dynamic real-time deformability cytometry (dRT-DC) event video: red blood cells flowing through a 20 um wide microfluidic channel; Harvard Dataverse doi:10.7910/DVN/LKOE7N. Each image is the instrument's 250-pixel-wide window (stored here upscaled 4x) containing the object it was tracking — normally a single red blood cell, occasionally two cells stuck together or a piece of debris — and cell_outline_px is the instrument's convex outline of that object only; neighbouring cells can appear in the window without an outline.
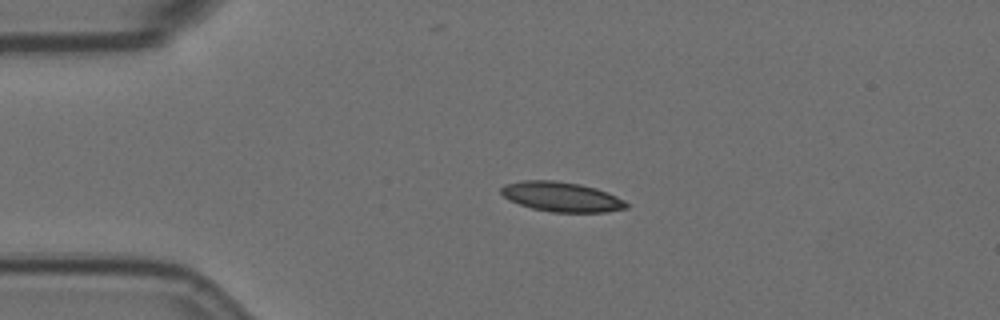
{"species": "Egyptian fruit bat (a non-hibernating species)", "species_latin": "Rousettus aegyptiacus", "temperature_condition": "room temperature", "stored_images_in_passage": 46, "camera_frame_rate_fps": 3000, "um_per_image_px": 0.085, "animal": {"sex": "female"}, "frame": {"image": 1, "passage_image": 1, "time_ms": 0.0, "image_size_px": [1000, 320], "cell_outline_px": [[628, 208], [604, 212], [552, 212], [532, 208], [508, 200], [500, 192], [500, 188], [504, 184], [524, 180], [556, 180], [580, 184], [596, 188], [616, 196], [624, 200], [628, 204]], "centroid_in_image_um": [47.71, 16.72], "position_along_channel_um": 37.3, "area_um2": 21.73}}
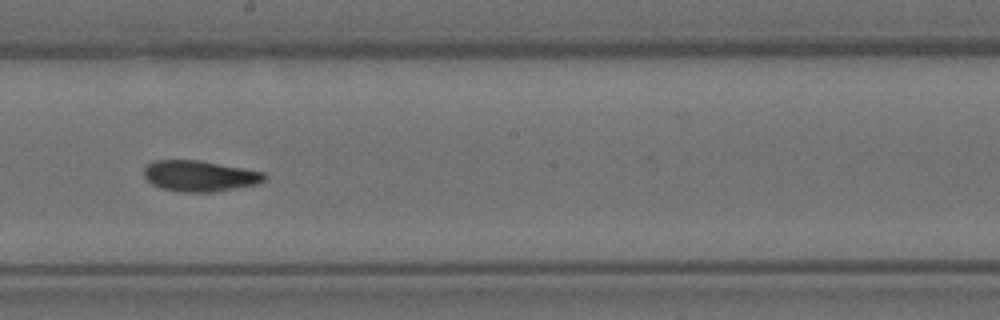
{"frame": {"image": 2, "passage_image": 20, "time_ms": 6.333, "image_size_px": [1000, 320], "cell_outline_px": [[264, 180], [256, 184], [216, 192], [180, 192], [160, 188], [152, 184], [144, 176], [144, 168], [148, 164], [156, 160], [200, 160], [264, 172]], "centroid_in_image_um": [16.94, 14.96], "position_along_channel_um": 231.3, "area_um2": 21.62}}
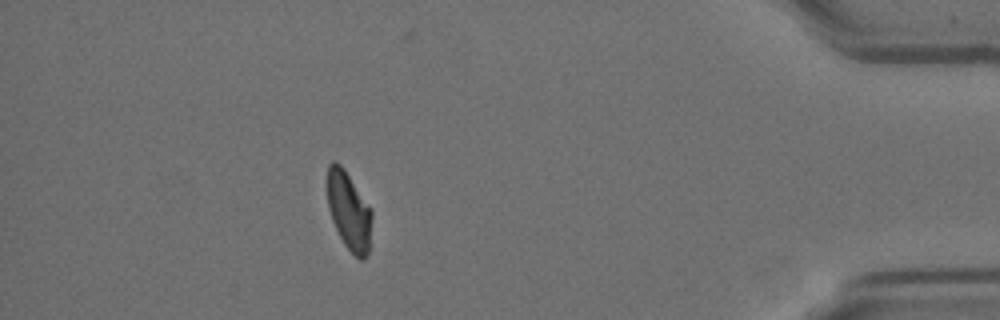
{"frame": {"image": 3, "passage_image": 39, "time_ms": 12.667, "image_size_px": [1000, 320], "cell_outline_px": [[372, 216], [368, 252], [364, 260], [360, 260], [344, 244], [332, 220], [328, 208], [324, 184], [324, 180], [328, 164], [332, 160], [336, 160], [344, 168], [372, 208]], "centroid_in_image_um": [29.6, 17.82], "position_along_channel_um": 405.6, "area_um2": 20.98}, "authors_computed_cell_mechanics": {"area_um2": 21.675, "velocity_mm_per_s": 3.5557, "shape_relaxation_time_tau1_ms": null, "shape_relaxation_time_tau2_ms": 4.135, "deformation_change_tau1": null, "deformation_change_tau2": 0.0986}}